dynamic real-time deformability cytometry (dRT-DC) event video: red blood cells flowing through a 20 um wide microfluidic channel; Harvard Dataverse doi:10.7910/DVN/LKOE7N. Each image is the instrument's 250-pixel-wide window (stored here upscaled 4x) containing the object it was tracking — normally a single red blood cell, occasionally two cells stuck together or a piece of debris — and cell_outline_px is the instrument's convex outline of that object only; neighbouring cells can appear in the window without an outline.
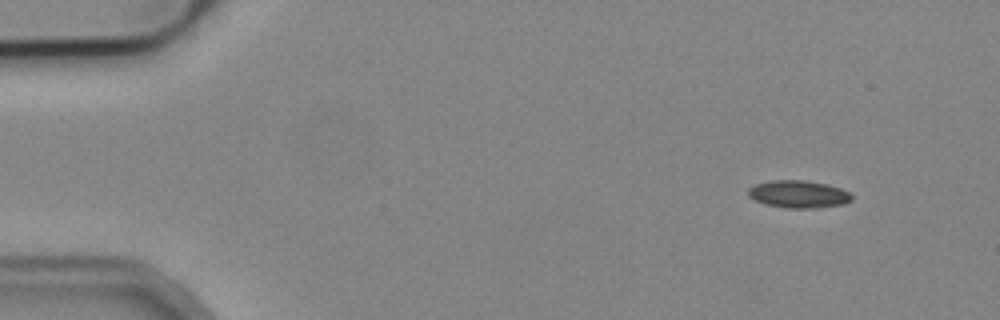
{"species": "common noctule bat (a hibernating species)", "species_latin": "Nyctalus noctula", "temperature_condition": "cold", "stored_images_in_passage": 4, "camera_frame_rate_fps": 3000, "um_per_image_px": 0.085, "animal": {"sex": "male", "body_mass_g": 19.2, "forearm_length_mm": 51.8}, "frame": {"image": 1, "passage_image": 1, "time_ms": 0.0, "image_size_px": [1000, 320], "cell_outline_px": [[852, 200], [844, 204], [816, 208], [784, 208], [764, 204], [748, 196], [748, 188], [756, 184], [772, 180], [804, 180], [828, 184], [840, 188], [848, 192], [852, 196]], "centroid_in_image_um": [67.87, 16.51], "position_along_channel_um": 17.1, "area_um2": 16.65}}
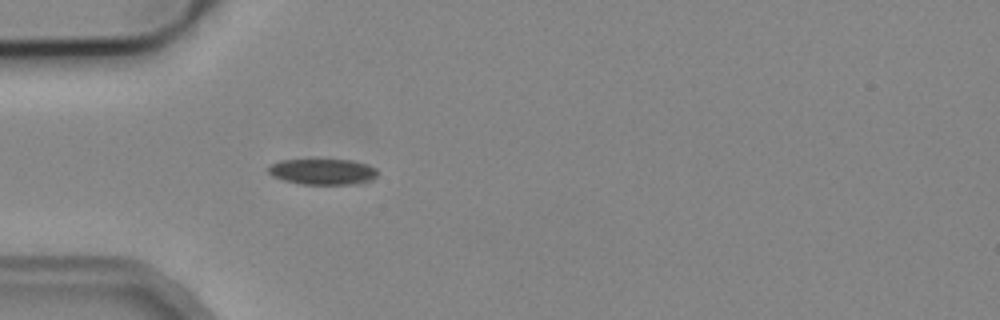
{"frame": {"image": 2, "passage_image": 4, "time_ms": 3.667, "image_size_px": [1000, 320], "cell_outline_px": [[376, 176], [372, 180], [360, 184], [300, 184], [284, 180], [272, 176], [268, 172], [268, 168], [272, 164], [280, 160], [352, 160], [368, 164], [376, 168]], "centroid_in_image_um": [27.45, 14.6], "position_along_channel_um": 57.5, "area_um2": 16.47}}